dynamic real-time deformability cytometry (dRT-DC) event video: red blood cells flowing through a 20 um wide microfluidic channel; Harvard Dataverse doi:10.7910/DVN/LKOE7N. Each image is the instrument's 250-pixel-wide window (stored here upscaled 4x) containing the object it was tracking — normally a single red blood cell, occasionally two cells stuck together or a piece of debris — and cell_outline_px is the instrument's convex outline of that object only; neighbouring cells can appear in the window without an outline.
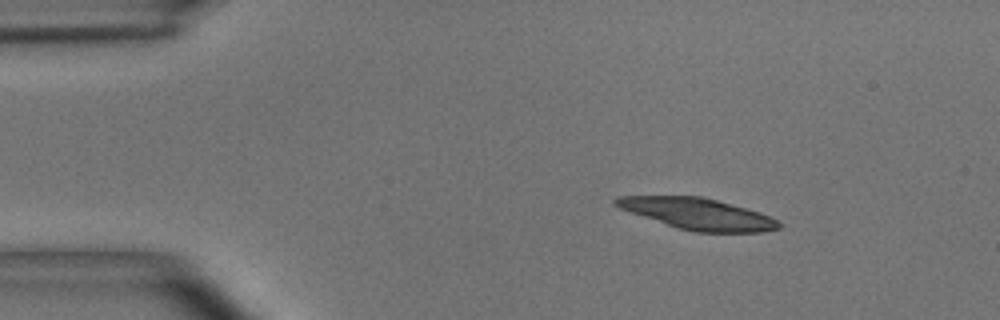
{"species": "common noctule bat (a hibernating species)", "species_latin": "Nyctalus noctula", "temperature_condition": "room temperature", "stored_images_in_passage": 3, "camera_frame_rate_fps": 3000, "um_per_image_px": 0.085, "animal": {"sex": "male", "body_mass_g": 15.6}, "frame": {"image": 1, "passage_image": 1, "time_ms": 0.0, "image_size_px": [1000, 320], "cell_outline_px": [[780, 228], [764, 232], [696, 232], [676, 228], [620, 208], [612, 204], [612, 200], [616, 196], [700, 196], [716, 200], [760, 212], [776, 220], [780, 224]], "centroid_in_image_um": [59.28, 18.17], "position_along_channel_um": 25.7, "area_um2": 29.48}}